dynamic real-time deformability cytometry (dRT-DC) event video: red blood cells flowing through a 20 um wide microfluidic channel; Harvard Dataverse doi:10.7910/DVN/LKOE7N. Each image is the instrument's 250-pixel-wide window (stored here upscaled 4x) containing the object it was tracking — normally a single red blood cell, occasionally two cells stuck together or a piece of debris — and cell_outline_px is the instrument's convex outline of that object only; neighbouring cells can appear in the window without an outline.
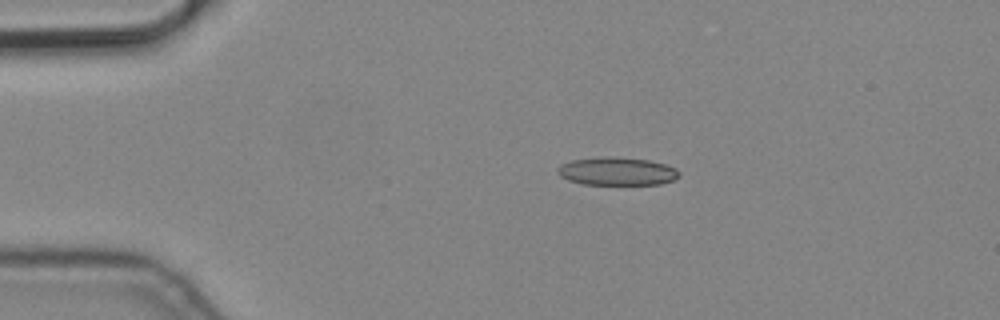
{"species": "common noctule bat (a hibernating species)", "species_latin": "Nyctalus noctula", "temperature_condition": "cold", "stored_images_in_passage": 3, "camera_frame_rate_fps": 3000, "um_per_image_px": 0.085, "animal": {"sex": "male", "body_mass_g": 19.2, "forearm_length_mm": 51.8}, "frame": {"image": 1, "passage_image": 1, "time_ms": 0.0, "image_size_px": [1000, 320], "cell_outline_px": [[680, 176], [672, 180], [660, 184], [584, 184], [568, 180], [560, 176], [556, 172], [556, 168], [560, 164], [572, 160], [596, 156], [612, 156], [648, 160], [664, 164], [676, 168], [680, 172]], "centroid_in_image_um": [52.4, 14.54], "position_along_channel_um": 32.6, "area_um2": 20.06}}
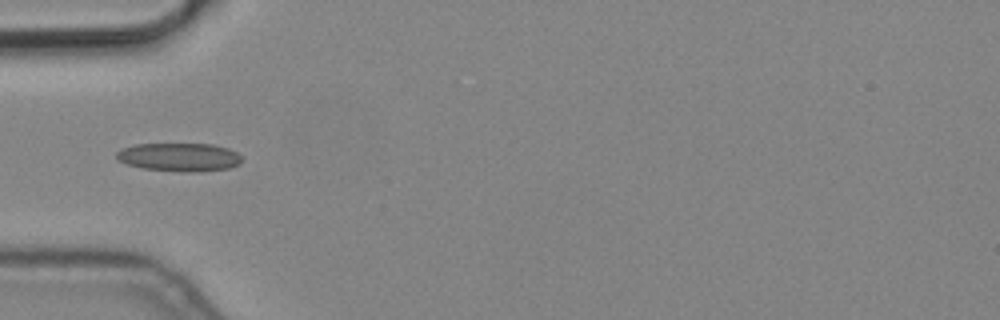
{"frame": {"image": 2, "passage_image": 3, "time_ms": 0.667, "image_size_px": [1000, 320], "cell_outline_px": [[240, 164], [228, 168], [188, 172], [144, 168], [128, 164], [116, 160], [116, 152], [120, 148], [136, 144], [212, 144], [228, 148], [236, 152], [240, 156]], "centroid_in_image_um": [15.2, 13.34], "position_along_channel_um": 69.8, "area_um2": 20.52}}